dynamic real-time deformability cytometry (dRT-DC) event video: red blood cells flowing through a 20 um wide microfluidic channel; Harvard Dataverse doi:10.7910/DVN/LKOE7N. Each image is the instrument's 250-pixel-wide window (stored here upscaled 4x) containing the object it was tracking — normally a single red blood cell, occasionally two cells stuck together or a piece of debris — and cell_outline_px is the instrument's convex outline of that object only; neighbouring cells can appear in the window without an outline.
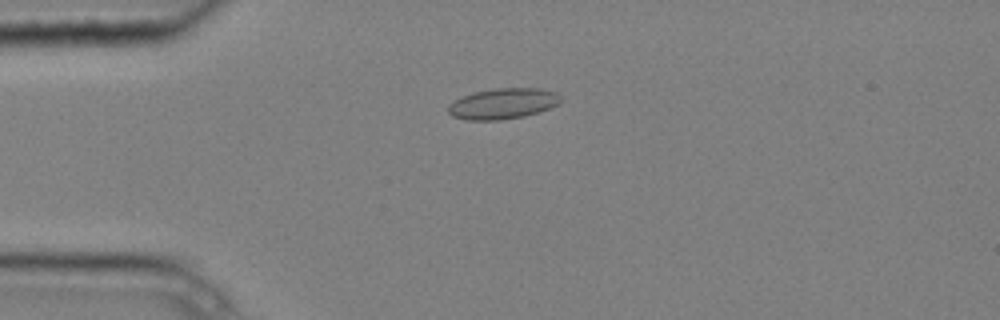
{"species": "common noctule bat (a hibernating species)", "species_latin": "Nyctalus noctula", "temperature_condition": "cold", "stored_images_in_passage": 5, "camera_frame_rate_fps": 3000, "um_per_image_px": 0.085, "animal": {"sex": "male", "body_mass_g": 20.4}, "frame": {"image": 1, "passage_image": 5, "time_ms": 1.333, "image_size_px": [1000, 320], "cell_outline_px": [[560, 100], [556, 104], [540, 112], [524, 116], [500, 120], [464, 120], [452, 116], [448, 112], [448, 104], [472, 92], [496, 88], [540, 88], [556, 92], [560, 96]], "centroid_in_image_um": [42.72, 8.81], "position_along_channel_um": 42.3, "area_um2": 20.11}}